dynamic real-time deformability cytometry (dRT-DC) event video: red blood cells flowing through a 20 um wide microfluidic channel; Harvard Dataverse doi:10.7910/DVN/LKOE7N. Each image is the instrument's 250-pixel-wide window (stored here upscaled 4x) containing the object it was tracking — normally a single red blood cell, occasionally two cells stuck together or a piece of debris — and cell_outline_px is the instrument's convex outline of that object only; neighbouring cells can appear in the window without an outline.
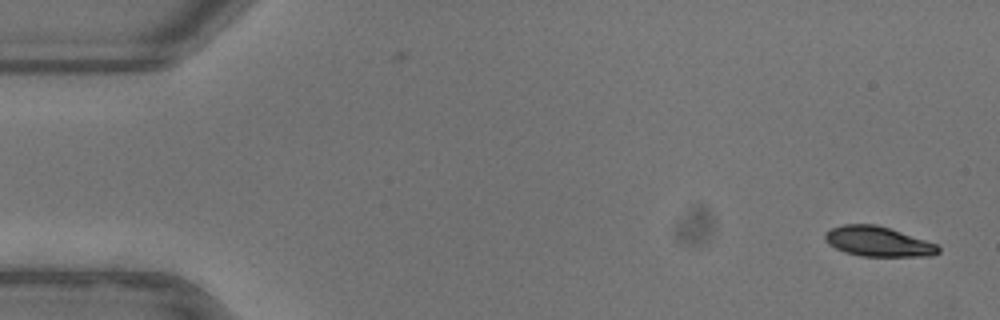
{"species": "common noctule bat (a hibernating species)", "species_latin": "Nyctalus noctula", "temperature_condition": "warm", "stored_images_in_passage": 51, "camera_frame_rate_fps": 3000, "um_per_image_px": 0.085, "animal": {"sex": "female"}, "frame": {"image": 1, "passage_image": 1, "time_ms": 0.0, "image_size_px": [1000, 320], "cell_outline_px": [[940, 252], [928, 256], [860, 256], [844, 252], [828, 244], [824, 240], [824, 232], [832, 228], [844, 224], [876, 224], [936, 244], [940, 248]], "centroid_in_image_um": [74.57, 20.53], "position_along_channel_um": 10.4, "area_um2": 19.59}}
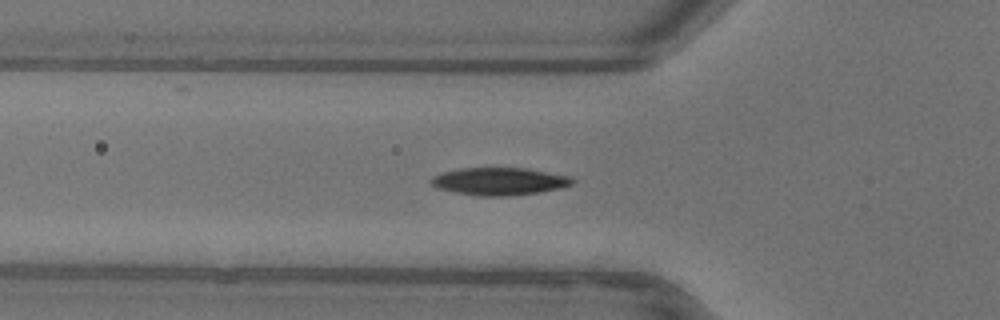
{"frame": {"image": 2, "passage_image": 17, "time_ms": 5.333, "image_size_px": [1000, 320], "cell_outline_px": [[576, 180], [572, 184], [560, 188], [536, 192], [508, 196], [476, 196], [436, 188], [432, 184], [432, 180], [436, 176], [444, 172], [460, 168], [528, 168], [572, 176]], "centroid_in_image_um": [42.51, 15.41], "position_along_channel_um": 83.3, "area_um2": 22.54}}
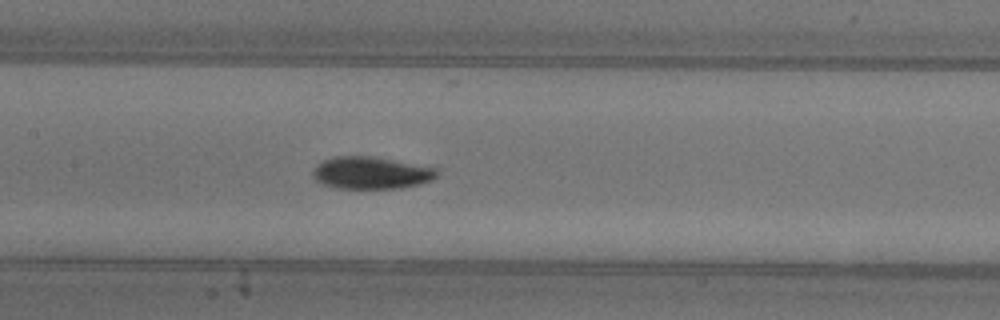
{"frame": {"image": 3, "passage_image": 24, "time_ms": 7.667, "image_size_px": [1000, 320], "cell_outline_px": [[440, 172], [432, 180], [420, 184], [404, 188], [336, 188], [324, 184], [316, 180], [312, 176], [312, 172], [316, 164], [332, 156], [372, 156], [440, 168]], "centroid_in_image_um": [31.58, 14.68], "position_along_channel_um": 175.8, "area_um2": 23.58}, "authors_computed_cell_mechanics": {"area_um2": 21.9062, "velocity_mm_per_s": 3.9262, "shape_relaxation_time_tau1_ms": 2.8982, "shape_relaxation_time_tau2_ms": null, "deformation_change_tau1": 0.1385, "deformation_change_tau2": null}}